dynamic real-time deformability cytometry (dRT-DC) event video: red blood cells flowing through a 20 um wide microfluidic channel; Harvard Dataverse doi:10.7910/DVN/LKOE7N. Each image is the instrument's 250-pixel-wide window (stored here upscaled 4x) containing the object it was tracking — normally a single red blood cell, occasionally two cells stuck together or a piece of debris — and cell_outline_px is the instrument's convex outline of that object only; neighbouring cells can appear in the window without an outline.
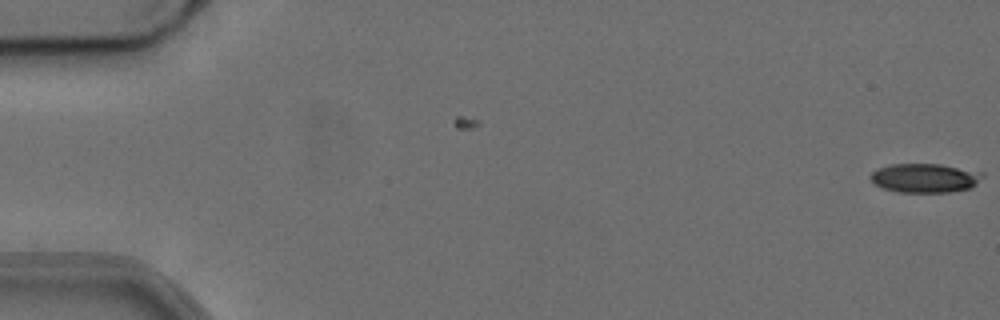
{"species": "common noctule bat (a hibernating species)", "species_latin": "Nyctalus noctula", "temperature_condition": "cold", "stored_images_in_passage": 5, "camera_frame_rate_fps": 3000, "um_per_image_px": 0.085, "animal": {"sex": "female", "body_mass_g": 24.6, "forearm_length_mm": 56.2}, "frame": {"image": 1, "passage_image": 5, "time_ms": 1.333, "image_size_px": [1000, 320], "cell_outline_px": [[984, 176], [976, 184], [968, 188], [948, 192], [900, 192], [884, 188], [876, 184], [868, 176], [876, 168], [888, 164], [940, 164], [984, 172]], "centroid_in_image_um": [78.6, 15.11], "position_along_channel_um": 6.4, "area_um2": 18.96}}